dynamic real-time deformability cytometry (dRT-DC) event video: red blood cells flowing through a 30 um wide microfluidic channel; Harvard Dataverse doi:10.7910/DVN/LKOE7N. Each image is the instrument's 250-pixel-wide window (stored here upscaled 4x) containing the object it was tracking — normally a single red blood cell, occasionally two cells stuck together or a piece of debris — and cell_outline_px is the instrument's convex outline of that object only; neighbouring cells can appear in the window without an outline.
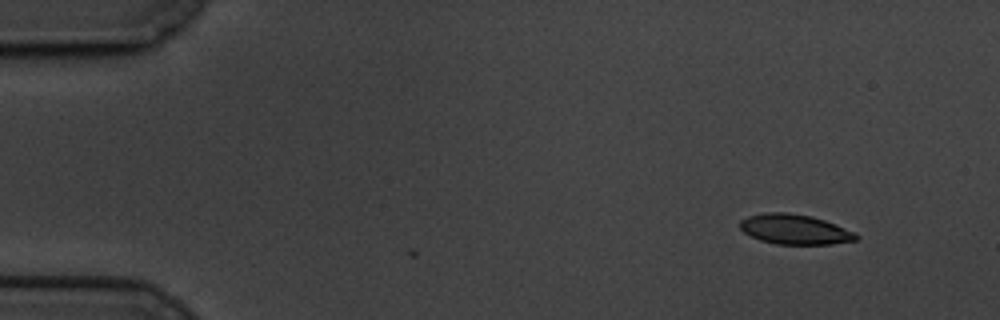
{"species": "common noctule bat (a hibernating species)", "species_latin": "Nyctalus noctula", "temperature_condition": "cold", "stored_images_in_passage": 3, "camera_frame_rate_fps": 3000, "um_per_image_px": 0.085, "animal": {"sex": "male", "body_mass_g": 19.5, "forearm_length_mm": 54.6}, "frame": {"image": 1, "passage_image": 3, "time_ms": 0.667, "image_size_px": [1000, 320], "cell_outline_px": [[860, 236], [856, 240], [832, 244], [776, 244], [760, 240], [744, 232], [740, 228], [740, 220], [748, 216], [764, 212], [788, 212], [812, 216], [824, 220], [856, 232]], "centroid_in_image_um": [67.57, 19.49], "position_along_channel_um": 17.4, "area_um2": 20.35}}